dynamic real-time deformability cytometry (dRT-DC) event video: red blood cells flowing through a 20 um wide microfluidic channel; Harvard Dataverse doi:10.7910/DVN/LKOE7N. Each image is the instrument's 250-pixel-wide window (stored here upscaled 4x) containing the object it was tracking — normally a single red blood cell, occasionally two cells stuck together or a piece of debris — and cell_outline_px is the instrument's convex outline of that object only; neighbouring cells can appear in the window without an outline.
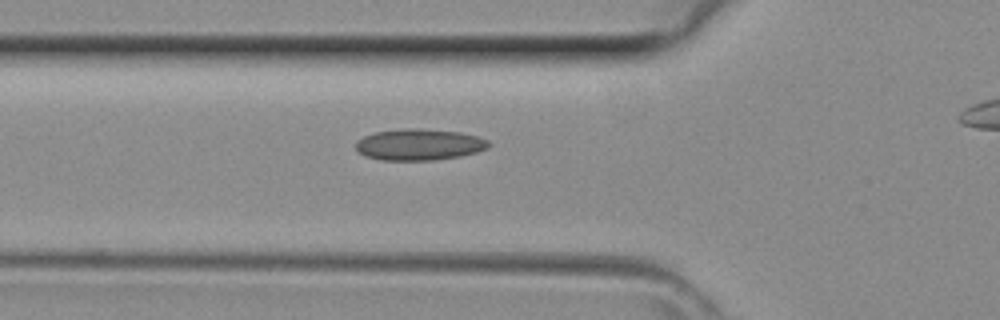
{"species": "common noctule bat (a hibernating species)", "species_latin": "Nyctalus noctula", "temperature_condition": "room temperature", "stored_images_in_passage": 24, "camera_frame_rate_fps": 3000, "um_per_image_px": 0.085, "animal": {"sex": "female", "body_mass_g": 29.2, "forearm_length_mm": 56.3}, "frame": {"image": 1, "passage_image": 2, "time_ms": 0.333, "image_size_px": [1000, 320], "cell_outline_px": [[492, 144], [488, 148], [476, 152], [460, 156], [436, 160], [380, 160], [364, 156], [356, 148], [356, 140], [364, 136], [376, 132], [404, 128], [420, 128], [460, 132], [476, 136], [488, 140]], "centroid_in_image_um": [35.64, 12.29], "position_along_channel_um": 90.2, "area_um2": 24.39}}
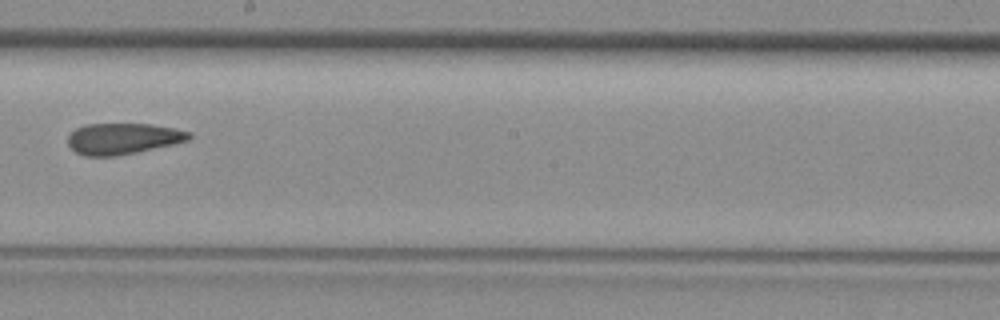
{"frame": {"image": 2, "passage_image": 11, "time_ms": 3.333, "image_size_px": [1000, 320], "cell_outline_px": [[192, 136], [188, 140], [172, 144], [136, 152], [116, 156], [84, 156], [76, 152], [68, 144], [68, 136], [76, 128], [84, 124], [152, 124], [176, 128], [188, 132]], "centroid_in_image_um": [10.43, 11.78], "position_along_channel_um": 237.8, "area_um2": 21.85}}
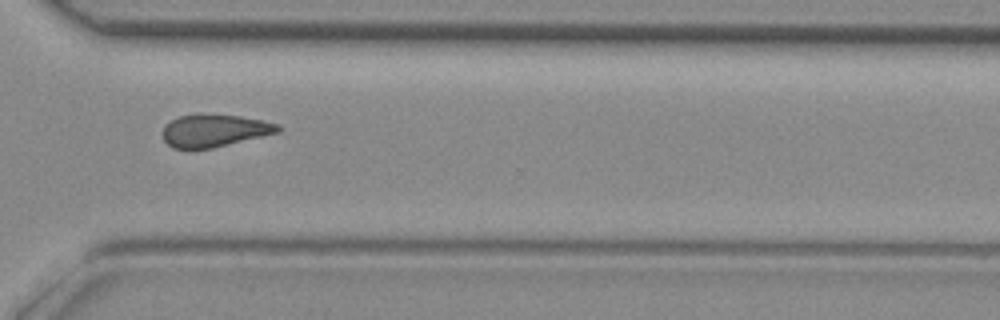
{"frame": {"image": 3, "passage_image": 18, "time_ms": 5.667, "image_size_px": [1000, 320], "cell_outline_px": [[280, 132], [212, 148], [188, 152], [172, 148], [164, 140], [164, 128], [172, 120], [180, 116], [200, 112], [240, 116], [280, 124]], "centroid_in_image_um": [18.19, 11.12], "position_along_channel_um": 352.4, "area_um2": 22.37}}